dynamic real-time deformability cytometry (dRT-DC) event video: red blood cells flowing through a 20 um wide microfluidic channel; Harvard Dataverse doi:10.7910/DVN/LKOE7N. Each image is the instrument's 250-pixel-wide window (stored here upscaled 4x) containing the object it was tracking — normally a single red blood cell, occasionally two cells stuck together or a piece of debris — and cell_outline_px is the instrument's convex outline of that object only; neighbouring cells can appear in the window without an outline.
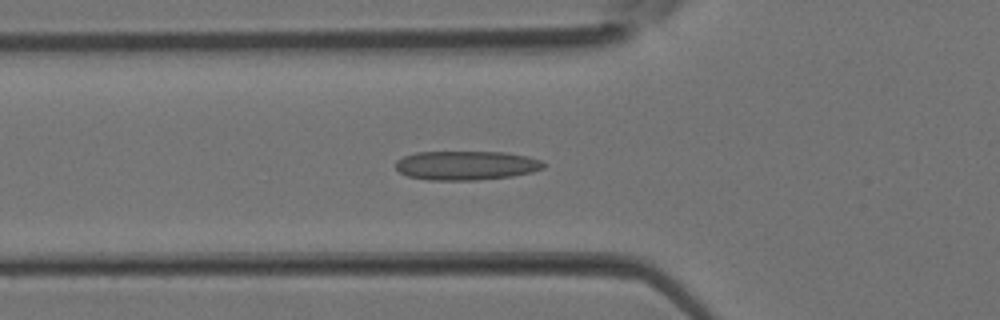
{"species": "Egyptian fruit bat (a non-hibernating species)", "species_latin": "Rousettus aegyptiacus", "temperature_condition": "room temperature", "stored_images_in_passage": 37, "camera_frame_rate_fps": 3000, "um_per_image_px": 0.085, "animal": {"sex": "female"}, "frame": {"image": 1, "passage_image": 13, "time_ms": 4.0, "image_size_px": [1000, 320], "cell_outline_px": [[544, 168], [532, 172], [512, 176], [476, 180], [428, 180], [408, 176], [400, 172], [396, 168], [396, 160], [404, 156], [416, 152], [504, 152], [528, 156], [540, 160], [544, 164]], "centroid_in_image_um": [39.62, 14.06], "position_along_channel_um": 86.2, "area_um2": 25.09}}
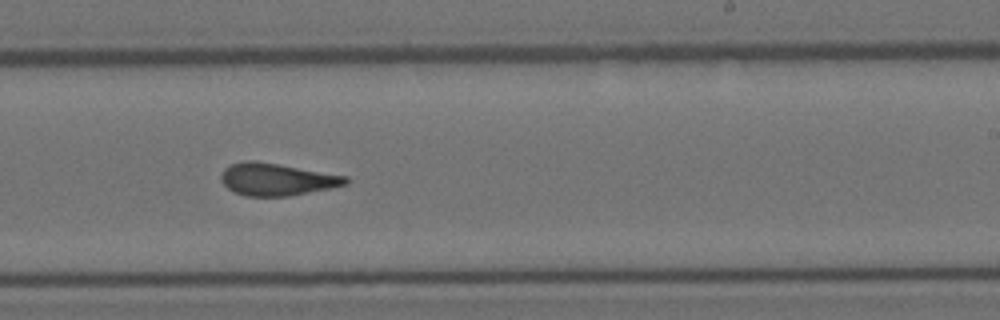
{"frame": {"image": 2, "passage_image": 23, "time_ms": 7.333, "image_size_px": [1000, 320], "cell_outline_px": [[348, 184], [332, 188], [288, 196], [244, 196], [228, 188], [220, 180], [220, 176], [224, 168], [232, 164], [244, 160], [256, 160], [348, 176]], "centroid_in_image_um": [23.53, 15.24], "position_along_channel_um": 265.5, "area_um2": 23.52}}
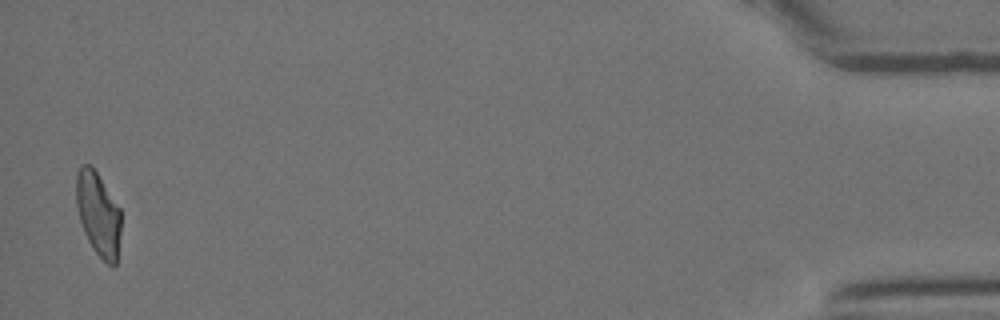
{"frame": {"image": 3, "passage_image": 37, "time_ms": 12.0, "image_size_px": [1000, 320], "cell_outline_px": [[120, 232], [116, 264], [112, 268], [96, 252], [88, 240], [84, 232], [80, 220], [76, 204], [76, 172], [80, 164], [92, 164], [120, 208]], "centroid_in_image_um": [8.34, 18.13], "position_along_channel_um": 426.9, "area_um2": 21.91}}